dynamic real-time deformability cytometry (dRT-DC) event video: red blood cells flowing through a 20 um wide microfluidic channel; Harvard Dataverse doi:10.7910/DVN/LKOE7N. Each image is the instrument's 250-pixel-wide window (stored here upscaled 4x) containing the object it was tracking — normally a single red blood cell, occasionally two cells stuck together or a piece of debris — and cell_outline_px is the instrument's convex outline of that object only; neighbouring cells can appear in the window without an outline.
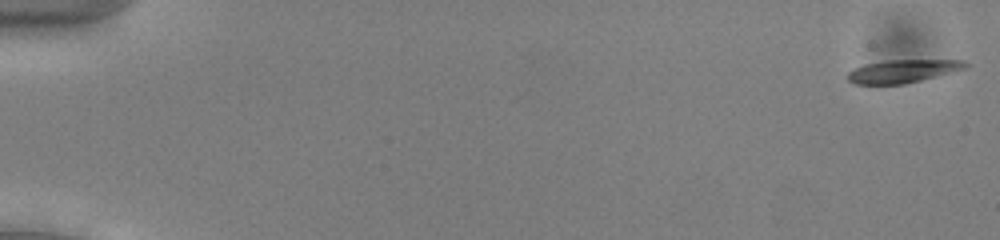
{"species": "common noctule bat (a hibernating species)", "species_latin": "Nyctalus noctula", "temperature_condition": "cold", "stored_images_in_passage": 53, "camera_frame_rate_fps": 3000, "um_per_image_px": 0.085, "animal": {"sex": "male", "body_mass_g": 13.0, "forearm_length_mm": 53.1}, "frame": {"image": 1, "passage_image": 1, "time_ms": 0.0, "image_size_px": [1000, 240], "cell_outline_px": [[972, 64], [964, 68], [920, 80], [904, 84], [852, 84], [844, 76], [848, 72], [864, 64], [888, 60], [964, 60]], "centroid_in_image_um": [76.68, 6.04], "position_along_channel_um": 8.3, "area_um2": 15.72}}
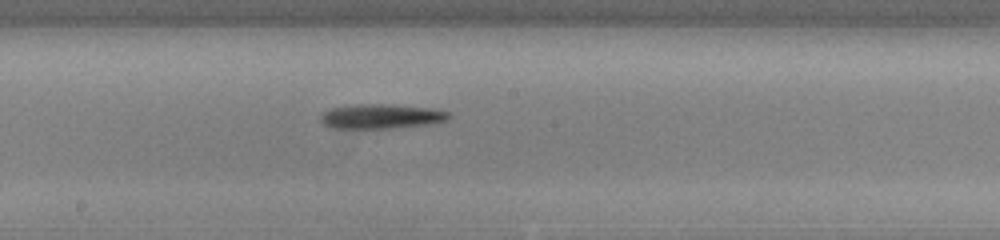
{"frame": {"image": 2, "passage_image": 30, "time_ms": 9.667, "image_size_px": [1000, 240], "cell_outline_px": [[452, 116], [448, 120], [432, 124], [392, 128], [328, 128], [320, 120], [320, 116], [324, 112], [332, 108], [356, 104], [392, 104], [428, 108], [448, 112]], "centroid_in_image_um": [32.41, 9.89], "position_along_channel_um": 215.8, "area_um2": 18.44}}
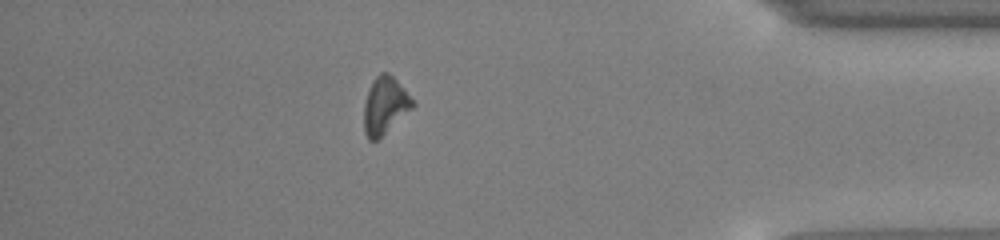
{"frame": {"image": 3, "passage_image": 47, "time_ms": 15.333, "image_size_px": [1000, 240], "cell_outline_px": [[416, 104], [412, 108], [376, 140], [368, 140], [364, 132], [364, 104], [372, 80], [380, 72], [388, 72], [404, 88]], "centroid_in_image_um": [32.7, 8.94], "position_along_channel_um": 402.5, "area_um2": 15.9}, "authors_computed_cell_mechanics": {"area_um2": 16.5308, "velocity_mm_per_s": 3.9019, "shape_relaxation_time_tau1_ms": 9.7308, "shape_relaxation_time_tau2_ms": null, "deformation_change_tau1": 0.1825, "deformation_change_tau2": null}}